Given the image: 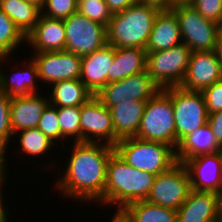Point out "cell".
<instances>
[{
  "label": "cell",
  "mask_w": 222,
  "mask_h": 222,
  "mask_svg": "<svg viewBox=\"0 0 222 222\" xmlns=\"http://www.w3.org/2000/svg\"><path fill=\"white\" fill-rule=\"evenodd\" d=\"M66 170L56 180L64 198L104 204L107 165L114 147L105 143L73 142ZM97 202V203H96Z\"/></svg>",
  "instance_id": "1"
},
{
  "label": "cell",
  "mask_w": 222,
  "mask_h": 222,
  "mask_svg": "<svg viewBox=\"0 0 222 222\" xmlns=\"http://www.w3.org/2000/svg\"><path fill=\"white\" fill-rule=\"evenodd\" d=\"M156 175L138 170L128 165L114 151L107 165V178L104 190V205H117L116 216L127 205L146 200ZM116 204V205H115Z\"/></svg>",
  "instance_id": "2"
},
{
  "label": "cell",
  "mask_w": 222,
  "mask_h": 222,
  "mask_svg": "<svg viewBox=\"0 0 222 222\" xmlns=\"http://www.w3.org/2000/svg\"><path fill=\"white\" fill-rule=\"evenodd\" d=\"M159 9L136 3L112 15L106 27L107 44L113 47L146 48Z\"/></svg>",
  "instance_id": "3"
},
{
  "label": "cell",
  "mask_w": 222,
  "mask_h": 222,
  "mask_svg": "<svg viewBox=\"0 0 222 222\" xmlns=\"http://www.w3.org/2000/svg\"><path fill=\"white\" fill-rule=\"evenodd\" d=\"M114 149L128 165L156 176L177 163L175 150L161 142L130 137L119 140Z\"/></svg>",
  "instance_id": "4"
},
{
  "label": "cell",
  "mask_w": 222,
  "mask_h": 222,
  "mask_svg": "<svg viewBox=\"0 0 222 222\" xmlns=\"http://www.w3.org/2000/svg\"><path fill=\"white\" fill-rule=\"evenodd\" d=\"M136 138L161 142L176 150V125L172 98L160 89L147 100Z\"/></svg>",
  "instance_id": "5"
},
{
  "label": "cell",
  "mask_w": 222,
  "mask_h": 222,
  "mask_svg": "<svg viewBox=\"0 0 222 222\" xmlns=\"http://www.w3.org/2000/svg\"><path fill=\"white\" fill-rule=\"evenodd\" d=\"M172 98L176 125V148L188 134L207 123L208 111L202 92L188 91L180 86L163 88Z\"/></svg>",
  "instance_id": "6"
},
{
  "label": "cell",
  "mask_w": 222,
  "mask_h": 222,
  "mask_svg": "<svg viewBox=\"0 0 222 222\" xmlns=\"http://www.w3.org/2000/svg\"><path fill=\"white\" fill-rule=\"evenodd\" d=\"M191 54L192 50L183 42L167 50L147 53L146 70L161 89L180 86Z\"/></svg>",
  "instance_id": "7"
},
{
  "label": "cell",
  "mask_w": 222,
  "mask_h": 222,
  "mask_svg": "<svg viewBox=\"0 0 222 222\" xmlns=\"http://www.w3.org/2000/svg\"><path fill=\"white\" fill-rule=\"evenodd\" d=\"M176 13L182 42L192 52L217 50L220 25L203 17L191 4L172 8Z\"/></svg>",
  "instance_id": "8"
},
{
  "label": "cell",
  "mask_w": 222,
  "mask_h": 222,
  "mask_svg": "<svg viewBox=\"0 0 222 222\" xmlns=\"http://www.w3.org/2000/svg\"><path fill=\"white\" fill-rule=\"evenodd\" d=\"M66 32L65 50L87 56L107 44L106 26L76 12L63 20Z\"/></svg>",
  "instance_id": "9"
},
{
  "label": "cell",
  "mask_w": 222,
  "mask_h": 222,
  "mask_svg": "<svg viewBox=\"0 0 222 222\" xmlns=\"http://www.w3.org/2000/svg\"><path fill=\"white\" fill-rule=\"evenodd\" d=\"M191 190L189 175L182 163L155 177L146 201L175 211L186 201Z\"/></svg>",
  "instance_id": "10"
},
{
  "label": "cell",
  "mask_w": 222,
  "mask_h": 222,
  "mask_svg": "<svg viewBox=\"0 0 222 222\" xmlns=\"http://www.w3.org/2000/svg\"><path fill=\"white\" fill-rule=\"evenodd\" d=\"M160 89L146 70L123 80L108 83L94 96L110 109L124 101H147Z\"/></svg>",
  "instance_id": "11"
},
{
  "label": "cell",
  "mask_w": 222,
  "mask_h": 222,
  "mask_svg": "<svg viewBox=\"0 0 222 222\" xmlns=\"http://www.w3.org/2000/svg\"><path fill=\"white\" fill-rule=\"evenodd\" d=\"M81 142L115 146V132L110 109L94 95L80 106Z\"/></svg>",
  "instance_id": "12"
},
{
  "label": "cell",
  "mask_w": 222,
  "mask_h": 222,
  "mask_svg": "<svg viewBox=\"0 0 222 222\" xmlns=\"http://www.w3.org/2000/svg\"><path fill=\"white\" fill-rule=\"evenodd\" d=\"M38 67L39 80L52 85L62 80L79 79L82 57L63 50L33 53Z\"/></svg>",
  "instance_id": "13"
},
{
  "label": "cell",
  "mask_w": 222,
  "mask_h": 222,
  "mask_svg": "<svg viewBox=\"0 0 222 222\" xmlns=\"http://www.w3.org/2000/svg\"><path fill=\"white\" fill-rule=\"evenodd\" d=\"M220 80L221 61L217 50L195 51L191 54L187 73L180 87L188 91L202 92Z\"/></svg>",
  "instance_id": "14"
},
{
  "label": "cell",
  "mask_w": 222,
  "mask_h": 222,
  "mask_svg": "<svg viewBox=\"0 0 222 222\" xmlns=\"http://www.w3.org/2000/svg\"><path fill=\"white\" fill-rule=\"evenodd\" d=\"M188 172L191 189L222 192V151L197 156L182 163Z\"/></svg>",
  "instance_id": "15"
},
{
  "label": "cell",
  "mask_w": 222,
  "mask_h": 222,
  "mask_svg": "<svg viewBox=\"0 0 222 222\" xmlns=\"http://www.w3.org/2000/svg\"><path fill=\"white\" fill-rule=\"evenodd\" d=\"M113 58L114 47L109 44L82 57L79 79L93 95L108 84V72Z\"/></svg>",
  "instance_id": "16"
},
{
  "label": "cell",
  "mask_w": 222,
  "mask_h": 222,
  "mask_svg": "<svg viewBox=\"0 0 222 222\" xmlns=\"http://www.w3.org/2000/svg\"><path fill=\"white\" fill-rule=\"evenodd\" d=\"M26 42L35 50L34 53L65 50L66 32L63 20L40 14L37 24L26 35Z\"/></svg>",
  "instance_id": "17"
},
{
  "label": "cell",
  "mask_w": 222,
  "mask_h": 222,
  "mask_svg": "<svg viewBox=\"0 0 222 222\" xmlns=\"http://www.w3.org/2000/svg\"><path fill=\"white\" fill-rule=\"evenodd\" d=\"M37 93L21 97H11L10 126L13 136L16 132L37 128L43 111L50 104L49 97Z\"/></svg>",
  "instance_id": "18"
},
{
  "label": "cell",
  "mask_w": 222,
  "mask_h": 222,
  "mask_svg": "<svg viewBox=\"0 0 222 222\" xmlns=\"http://www.w3.org/2000/svg\"><path fill=\"white\" fill-rule=\"evenodd\" d=\"M176 213L177 222H217L219 194L191 189Z\"/></svg>",
  "instance_id": "19"
},
{
  "label": "cell",
  "mask_w": 222,
  "mask_h": 222,
  "mask_svg": "<svg viewBox=\"0 0 222 222\" xmlns=\"http://www.w3.org/2000/svg\"><path fill=\"white\" fill-rule=\"evenodd\" d=\"M9 57H0V62H4ZM25 66V67H24ZM0 65V91L7 94L9 97H21L39 93L37 83L39 81L38 67L36 62L31 57L25 65L18 71H12V75L1 69ZM6 73V74H5ZM10 75V76H9Z\"/></svg>",
  "instance_id": "20"
},
{
  "label": "cell",
  "mask_w": 222,
  "mask_h": 222,
  "mask_svg": "<svg viewBox=\"0 0 222 222\" xmlns=\"http://www.w3.org/2000/svg\"><path fill=\"white\" fill-rule=\"evenodd\" d=\"M181 43L182 38L176 13L173 10L159 11L145 48L146 52L167 50Z\"/></svg>",
  "instance_id": "21"
},
{
  "label": "cell",
  "mask_w": 222,
  "mask_h": 222,
  "mask_svg": "<svg viewBox=\"0 0 222 222\" xmlns=\"http://www.w3.org/2000/svg\"><path fill=\"white\" fill-rule=\"evenodd\" d=\"M147 101L129 100L110 108L116 143L125 138L136 137Z\"/></svg>",
  "instance_id": "22"
},
{
  "label": "cell",
  "mask_w": 222,
  "mask_h": 222,
  "mask_svg": "<svg viewBox=\"0 0 222 222\" xmlns=\"http://www.w3.org/2000/svg\"><path fill=\"white\" fill-rule=\"evenodd\" d=\"M222 147L218 144L215 136L206 123L197 130L185 136L175 150V157L178 163L195 158L201 155L221 152Z\"/></svg>",
  "instance_id": "23"
},
{
  "label": "cell",
  "mask_w": 222,
  "mask_h": 222,
  "mask_svg": "<svg viewBox=\"0 0 222 222\" xmlns=\"http://www.w3.org/2000/svg\"><path fill=\"white\" fill-rule=\"evenodd\" d=\"M147 52L138 47H114V58L108 72V83L123 80L146 71Z\"/></svg>",
  "instance_id": "24"
},
{
  "label": "cell",
  "mask_w": 222,
  "mask_h": 222,
  "mask_svg": "<svg viewBox=\"0 0 222 222\" xmlns=\"http://www.w3.org/2000/svg\"><path fill=\"white\" fill-rule=\"evenodd\" d=\"M116 216L121 222H177L175 210L154 205L146 200L127 205Z\"/></svg>",
  "instance_id": "25"
},
{
  "label": "cell",
  "mask_w": 222,
  "mask_h": 222,
  "mask_svg": "<svg viewBox=\"0 0 222 222\" xmlns=\"http://www.w3.org/2000/svg\"><path fill=\"white\" fill-rule=\"evenodd\" d=\"M50 86L48 97L54 107L81 106L93 96L80 79L62 80Z\"/></svg>",
  "instance_id": "26"
},
{
  "label": "cell",
  "mask_w": 222,
  "mask_h": 222,
  "mask_svg": "<svg viewBox=\"0 0 222 222\" xmlns=\"http://www.w3.org/2000/svg\"><path fill=\"white\" fill-rule=\"evenodd\" d=\"M0 9L26 36L37 24L41 11L24 0H0Z\"/></svg>",
  "instance_id": "27"
},
{
  "label": "cell",
  "mask_w": 222,
  "mask_h": 222,
  "mask_svg": "<svg viewBox=\"0 0 222 222\" xmlns=\"http://www.w3.org/2000/svg\"><path fill=\"white\" fill-rule=\"evenodd\" d=\"M19 140V146L21 148V155L32 156H43L51 151L54 146V142H52L46 135H44L38 128L25 129L14 134ZM38 155V156H37Z\"/></svg>",
  "instance_id": "28"
},
{
  "label": "cell",
  "mask_w": 222,
  "mask_h": 222,
  "mask_svg": "<svg viewBox=\"0 0 222 222\" xmlns=\"http://www.w3.org/2000/svg\"><path fill=\"white\" fill-rule=\"evenodd\" d=\"M26 43V36L14 22L0 9V57H11L15 49Z\"/></svg>",
  "instance_id": "29"
},
{
  "label": "cell",
  "mask_w": 222,
  "mask_h": 222,
  "mask_svg": "<svg viewBox=\"0 0 222 222\" xmlns=\"http://www.w3.org/2000/svg\"><path fill=\"white\" fill-rule=\"evenodd\" d=\"M57 115L61 129V140L81 142L80 106L57 107Z\"/></svg>",
  "instance_id": "30"
},
{
  "label": "cell",
  "mask_w": 222,
  "mask_h": 222,
  "mask_svg": "<svg viewBox=\"0 0 222 222\" xmlns=\"http://www.w3.org/2000/svg\"><path fill=\"white\" fill-rule=\"evenodd\" d=\"M77 12L106 27L113 15L105 0H78Z\"/></svg>",
  "instance_id": "31"
},
{
  "label": "cell",
  "mask_w": 222,
  "mask_h": 222,
  "mask_svg": "<svg viewBox=\"0 0 222 222\" xmlns=\"http://www.w3.org/2000/svg\"><path fill=\"white\" fill-rule=\"evenodd\" d=\"M37 128L52 142H54L55 145L57 144V141L58 143L62 142L57 107H54L50 104L46 107V109L43 111Z\"/></svg>",
  "instance_id": "32"
},
{
  "label": "cell",
  "mask_w": 222,
  "mask_h": 222,
  "mask_svg": "<svg viewBox=\"0 0 222 222\" xmlns=\"http://www.w3.org/2000/svg\"><path fill=\"white\" fill-rule=\"evenodd\" d=\"M78 0H46L41 15L53 19H66L77 12Z\"/></svg>",
  "instance_id": "33"
},
{
  "label": "cell",
  "mask_w": 222,
  "mask_h": 222,
  "mask_svg": "<svg viewBox=\"0 0 222 222\" xmlns=\"http://www.w3.org/2000/svg\"><path fill=\"white\" fill-rule=\"evenodd\" d=\"M10 102L11 97L0 91V145L8 151V146L13 140V132L10 126Z\"/></svg>",
  "instance_id": "34"
},
{
  "label": "cell",
  "mask_w": 222,
  "mask_h": 222,
  "mask_svg": "<svg viewBox=\"0 0 222 222\" xmlns=\"http://www.w3.org/2000/svg\"><path fill=\"white\" fill-rule=\"evenodd\" d=\"M191 5L207 20L222 25V0H194Z\"/></svg>",
  "instance_id": "35"
},
{
  "label": "cell",
  "mask_w": 222,
  "mask_h": 222,
  "mask_svg": "<svg viewBox=\"0 0 222 222\" xmlns=\"http://www.w3.org/2000/svg\"><path fill=\"white\" fill-rule=\"evenodd\" d=\"M208 114L222 111V80L202 91Z\"/></svg>",
  "instance_id": "36"
},
{
  "label": "cell",
  "mask_w": 222,
  "mask_h": 222,
  "mask_svg": "<svg viewBox=\"0 0 222 222\" xmlns=\"http://www.w3.org/2000/svg\"><path fill=\"white\" fill-rule=\"evenodd\" d=\"M207 124L215 136L216 141L222 147V111L209 113Z\"/></svg>",
  "instance_id": "37"
},
{
  "label": "cell",
  "mask_w": 222,
  "mask_h": 222,
  "mask_svg": "<svg viewBox=\"0 0 222 222\" xmlns=\"http://www.w3.org/2000/svg\"><path fill=\"white\" fill-rule=\"evenodd\" d=\"M112 14L120 13L133 4L138 3V0H105Z\"/></svg>",
  "instance_id": "38"
},
{
  "label": "cell",
  "mask_w": 222,
  "mask_h": 222,
  "mask_svg": "<svg viewBox=\"0 0 222 222\" xmlns=\"http://www.w3.org/2000/svg\"><path fill=\"white\" fill-rule=\"evenodd\" d=\"M141 4H146L148 6H153L160 11L162 10H172L171 0H138Z\"/></svg>",
  "instance_id": "39"
},
{
  "label": "cell",
  "mask_w": 222,
  "mask_h": 222,
  "mask_svg": "<svg viewBox=\"0 0 222 222\" xmlns=\"http://www.w3.org/2000/svg\"><path fill=\"white\" fill-rule=\"evenodd\" d=\"M7 177L1 178L0 179V220H9L8 219V214L9 211H7L8 209H6L5 205L3 204V193H2V186L5 184V181L7 179H5Z\"/></svg>",
  "instance_id": "40"
},
{
  "label": "cell",
  "mask_w": 222,
  "mask_h": 222,
  "mask_svg": "<svg viewBox=\"0 0 222 222\" xmlns=\"http://www.w3.org/2000/svg\"><path fill=\"white\" fill-rule=\"evenodd\" d=\"M6 152L7 151L0 145V179L6 177V174H7L6 164L8 163L6 162L8 161H6V159L8 157H6L7 156L6 154L8 153Z\"/></svg>",
  "instance_id": "41"
},
{
  "label": "cell",
  "mask_w": 222,
  "mask_h": 222,
  "mask_svg": "<svg viewBox=\"0 0 222 222\" xmlns=\"http://www.w3.org/2000/svg\"><path fill=\"white\" fill-rule=\"evenodd\" d=\"M24 1L34 5L40 11L43 9L45 2H46V0H24Z\"/></svg>",
  "instance_id": "42"
},
{
  "label": "cell",
  "mask_w": 222,
  "mask_h": 222,
  "mask_svg": "<svg viewBox=\"0 0 222 222\" xmlns=\"http://www.w3.org/2000/svg\"><path fill=\"white\" fill-rule=\"evenodd\" d=\"M217 53L222 55V25L220 26L218 32Z\"/></svg>",
  "instance_id": "43"
},
{
  "label": "cell",
  "mask_w": 222,
  "mask_h": 222,
  "mask_svg": "<svg viewBox=\"0 0 222 222\" xmlns=\"http://www.w3.org/2000/svg\"><path fill=\"white\" fill-rule=\"evenodd\" d=\"M172 8L177 5H190L194 0H171Z\"/></svg>",
  "instance_id": "44"
},
{
  "label": "cell",
  "mask_w": 222,
  "mask_h": 222,
  "mask_svg": "<svg viewBox=\"0 0 222 222\" xmlns=\"http://www.w3.org/2000/svg\"><path fill=\"white\" fill-rule=\"evenodd\" d=\"M219 221L222 222V192L219 194Z\"/></svg>",
  "instance_id": "45"
},
{
  "label": "cell",
  "mask_w": 222,
  "mask_h": 222,
  "mask_svg": "<svg viewBox=\"0 0 222 222\" xmlns=\"http://www.w3.org/2000/svg\"><path fill=\"white\" fill-rule=\"evenodd\" d=\"M112 219V222H121L117 216H114Z\"/></svg>",
  "instance_id": "46"
},
{
  "label": "cell",
  "mask_w": 222,
  "mask_h": 222,
  "mask_svg": "<svg viewBox=\"0 0 222 222\" xmlns=\"http://www.w3.org/2000/svg\"><path fill=\"white\" fill-rule=\"evenodd\" d=\"M221 61V76H222V55H219Z\"/></svg>",
  "instance_id": "47"
},
{
  "label": "cell",
  "mask_w": 222,
  "mask_h": 222,
  "mask_svg": "<svg viewBox=\"0 0 222 222\" xmlns=\"http://www.w3.org/2000/svg\"><path fill=\"white\" fill-rule=\"evenodd\" d=\"M0 222H8V220H0Z\"/></svg>",
  "instance_id": "48"
}]
</instances>
